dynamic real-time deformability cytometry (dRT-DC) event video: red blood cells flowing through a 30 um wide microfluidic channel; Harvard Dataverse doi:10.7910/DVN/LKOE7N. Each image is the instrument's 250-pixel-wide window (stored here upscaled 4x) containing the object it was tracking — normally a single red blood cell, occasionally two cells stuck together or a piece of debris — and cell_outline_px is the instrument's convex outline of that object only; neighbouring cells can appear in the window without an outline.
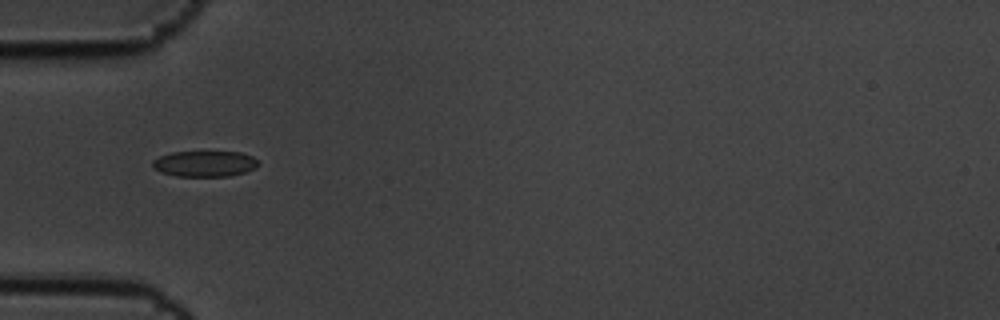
{"species": "common noctule bat (a hibernating species)", "species_latin": "Nyctalus noctula", "temperature_condition": "cold", "stored_images_in_passage": 11, "camera_frame_rate_fps": 3000, "um_per_image_px": 0.085, "animal": {"sex": "male", "body_mass_g": 19.5, "forearm_length_mm": 54.6}, "frame": {"image": 1, "passage_image": 4, "time_ms": 1.0, "image_size_px": [1000, 320], "cell_outline_px": [[260, 164], [256, 168], [244, 172], [228, 176], [176, 176], [160, 172], [152, 168], [152, 160], [160, 156], [172, 152], [240, 152], [252, 156]], "centroid_in_image_um": [17.38, 13.92], "position_along_channel_um": 67.6, "area_um2": 15.95}}
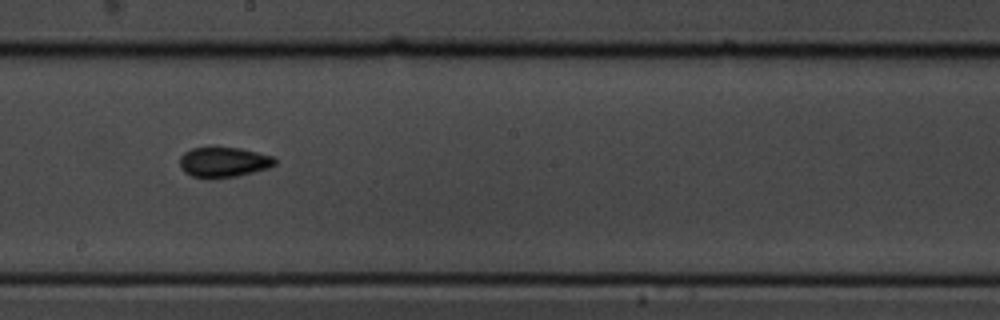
{"frame": {"image": 2, "passage_image": 8, "time_ms": 2.333, "image_size_px": [1000, 320], "cell_outline_px": [[276, 164], [268, 168], [236, 176], [208, 180], [192, 176], [184, 172], [180, 168], [180, 156], [184, 152], [192, 148], [240, 148], [272, 156], [276, 160]], "centroid_in_image_um": [18.97, 13.81], "position_along_channel_um": 229.2, "area_um2": 16.76}}
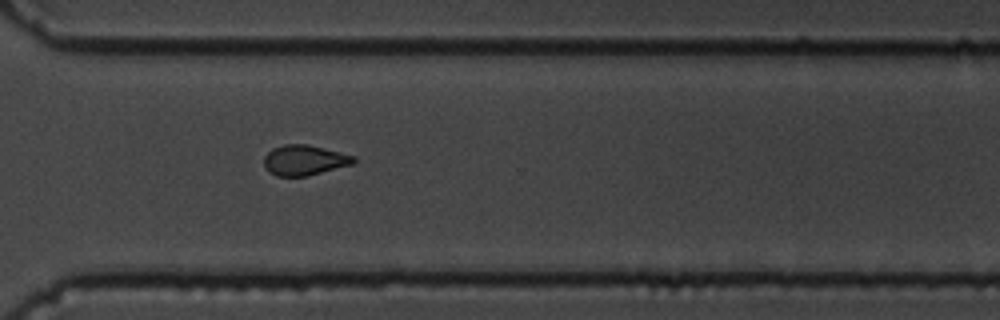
{"frame": {"image": 3, "passage_image": 11, "time_ms": 3.333, "image_size_px": [1000, 320], "cell_outline_px": [[356, 160], [352, 164], [308, 176], [276, 176], [268, 172], [264, 168], [264, 156], [272, 148], [284, 144], [308, 144], [356, 156]], "centroid_in_image_um": [25.85, 13.61], "position_along_channel_um": 344.8, "area_um2": 15.95}}